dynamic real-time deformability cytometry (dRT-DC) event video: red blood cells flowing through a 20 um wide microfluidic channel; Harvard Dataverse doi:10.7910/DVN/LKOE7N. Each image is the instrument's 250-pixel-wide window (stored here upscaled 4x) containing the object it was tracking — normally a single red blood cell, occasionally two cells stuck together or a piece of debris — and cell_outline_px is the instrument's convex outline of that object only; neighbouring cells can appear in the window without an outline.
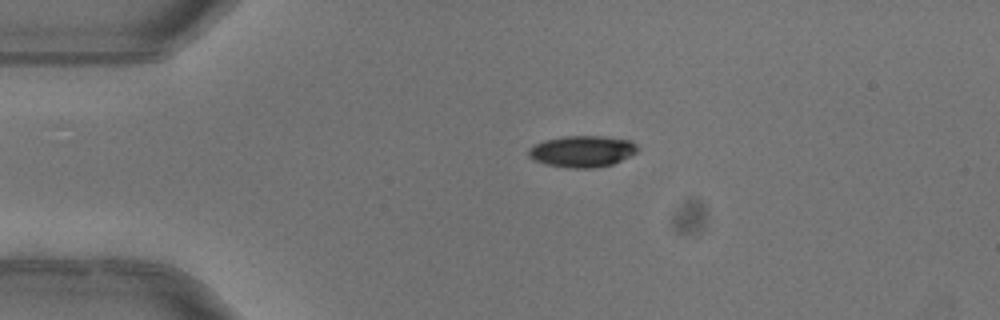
{"species": "common noctule bat (a hibernating species)", "species_latin": "Nyctalus noctula", "temperature_condition": "warm", "stored_images_in_passage": 2, "camera_frame_rate_fps": 3000, "um_per_image_px": 0.085, "animal": {"sex": "female"}, "frame": {"image": 1, "passage_image": 1, "time_ms": 0.0, "image_size_px": [1000, 320], "cell_outline_px": [[636, 152], [612, 164], [592, 168], [568, 168], [544, 164], [532, 160], [528, 156], [528, 148], [544, 140], [564, 136], [604, 136], [632, 140], [636, 144]], "centroid_in_image_um": [49.44, 12.86], "position_along_channel_um": 35.6, "area_um2": 20.0}}